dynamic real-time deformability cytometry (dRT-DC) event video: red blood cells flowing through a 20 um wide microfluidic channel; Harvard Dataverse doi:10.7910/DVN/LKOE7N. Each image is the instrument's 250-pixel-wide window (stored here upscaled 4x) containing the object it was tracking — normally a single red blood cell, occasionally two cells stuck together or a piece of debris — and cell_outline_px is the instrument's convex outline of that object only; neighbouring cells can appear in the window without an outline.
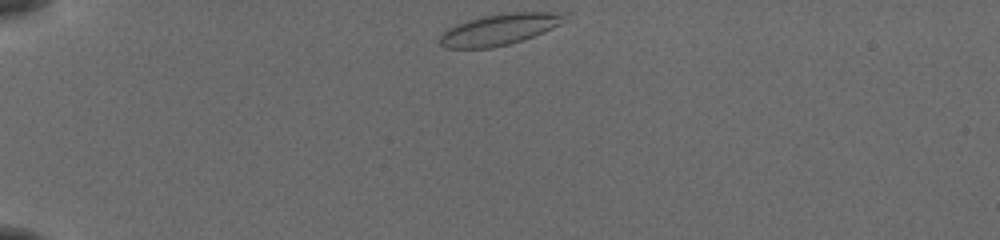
{"species": "common noctule bat (a hibernating species)", "species_latin": "Nyctalus noctula", "temperature_condition": "cold", "stored_images_in_passage": 23, "camera_frame_rate_fps": 3000, "um_per_image_px": 0.085, "animal": {"sex": "female", "body_mass_g": 19.5, "forearm_length_mm": 54.1}, "frame": {"image": 1, "passage_image": 1, "time_ms": 0.0, "image_size_px": [1000, 240], "cell_outline_px": [[568, 12], [560, 24], [544, 32], [508, 44], [488, 48], [444, 48], [440, 44], [440, 36], [448, 28], [456, 24], [468, 20], [484, 16], [508, 12]], "centroid_in_image_um": [42.44, 2.49], "position_along_channel_um": 42.6, "area_um2": 22.43}}
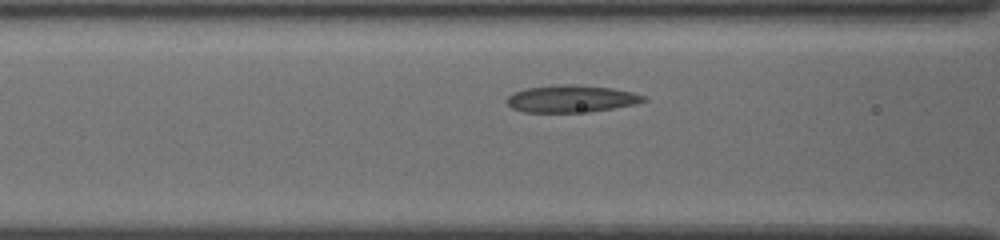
{"frame": {"image": 2, "passage_image": 11, "time_ms": 3.333, "image_size_px": [1000, 240], "cell_outline_px": [[648, 100], [636, 104], [588, 112], [524, 112], [512, 108], [508, 104], [508, 96], [512, 92], [524, 88], [556, 84], [576, 84], [612, 88], [632, 92], [644, 96]], "centroid_in_image_um": [48.54, 8.38], "position_along_channel_um": 118.1, "area_um2": 21.79}}
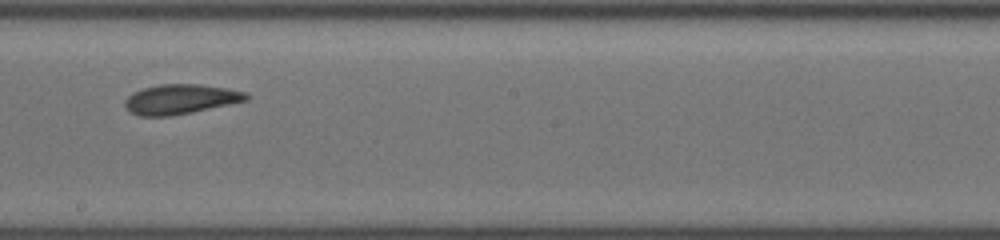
{"frame": {"image": 3, "passage_image": 20, "time_ms": 6.333, "image_size_px": [1000, 240], "cell_outline_px": [[252, 96], [248, 100], [192, 112], [172, 116], [140, 116], [132, 112], [124, 104], [124, 100], [132, 92], [144, 88], [160, 84], [200, 84], [228, 88], [244, 92]], "centroid_in_image_um": [15.36, 8.42], "position_along_channel_um": 232.8, "area_um2": 21.04}}